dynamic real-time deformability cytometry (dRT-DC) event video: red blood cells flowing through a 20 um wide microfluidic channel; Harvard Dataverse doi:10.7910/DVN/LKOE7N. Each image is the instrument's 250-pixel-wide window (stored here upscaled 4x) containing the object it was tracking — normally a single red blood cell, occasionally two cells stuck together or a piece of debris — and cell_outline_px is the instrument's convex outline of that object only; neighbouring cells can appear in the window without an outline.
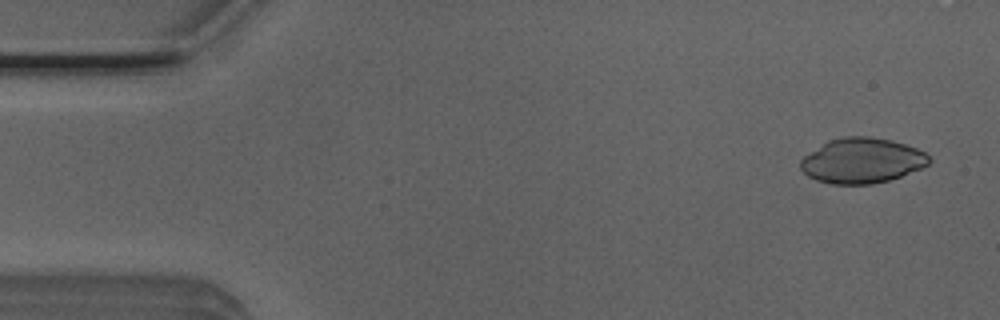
{"species": "Egyptian fruit bat (a non-hibernating species)", "species_latin": "Rousettus aegyptiacus", "temperature_condition": "room temperature", "stored_images_in_passage": 6, "camera_frame_rate_fps": 3000, "um_per_image_px": 0.085, "animal": {"sex": "male"}, "frame": {"image": 1, "passage_image": 1, "time_ms": 0.0, "image_size_px": [1000, 320], "cell_outline_px": [[932, 160], [928, 164], [920, 168], [900, 176], [888, 180], [872, 184], [832, 184], [816, 180], [808, 176], [800, 168], [800, 160], [804, 156], [828, 140], [844, 136], [868, 136], [892, 140], [916, 148], [924, 152]], "centroid_in_image_um": [73.24, 13.65], "position_along_channel_um": 11.8, "area_um2": 33.7}}